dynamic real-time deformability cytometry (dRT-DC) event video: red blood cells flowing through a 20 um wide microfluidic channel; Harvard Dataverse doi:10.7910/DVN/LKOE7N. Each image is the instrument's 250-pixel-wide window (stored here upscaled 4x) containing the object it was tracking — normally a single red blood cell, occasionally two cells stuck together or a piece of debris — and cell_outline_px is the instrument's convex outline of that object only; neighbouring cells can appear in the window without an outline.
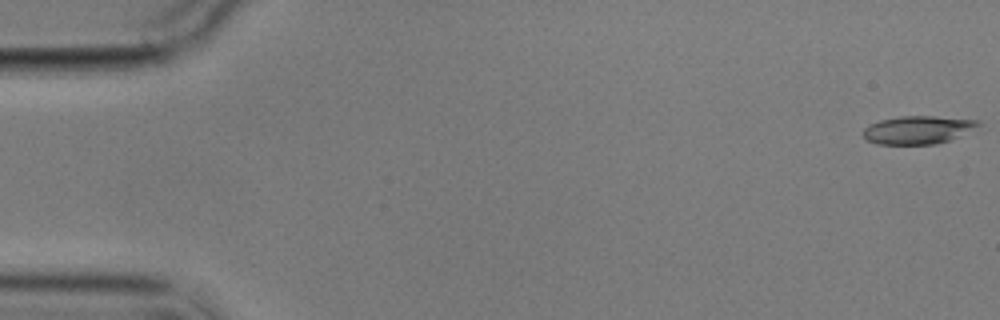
{"species": "common noctule bat (a hibernating species)", "species_latin": "Nyctalus noctula", "temperature_condition": "cold", "stored_images_in_passage": 5, "camera_frame_rate_fps": 3000, "um_per_image_px": 0.085, "animal": {"sex": "male", "body_mass_g": 17.9}, "frame": {"image": 1, "passage_image": 1, "time_ms": 0.0, "image_size_px": [1000, 320], "cell_outline_px": [[980, 124], [948, 140], [936, 144], [876, 144], [868, 140], [864, 136], [864, 128], [880, 120], [900, 116], [936, 116], [980, 120]], "centroid_in_image_um": [77.98, 11.03], "position_along_channel_um": 7.0, "area_um2": 18.38}}
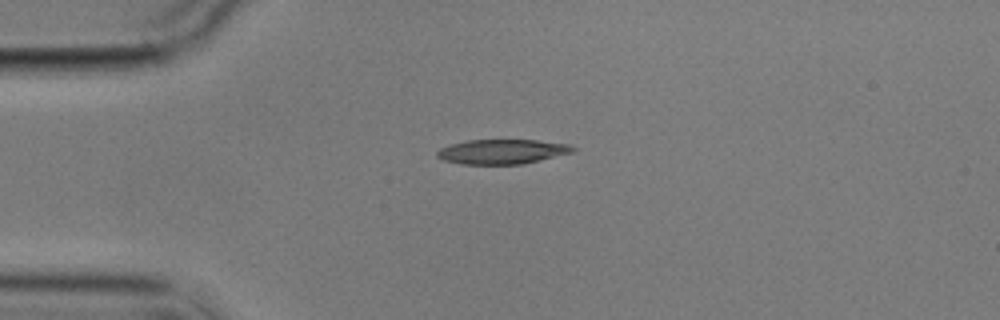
{"frame": {"image": 2, "passage_image": 4, "time_ms": 4.333, "image_size_px": [1000, 320], "cell_outline_px": [[576, 148], [572, 152], [524, 164], [460, 164], [444, 160], [436, 156], [436, 152], [440, 148], [452, 144], [468, 140], [536, 140], [568, 144]], "centroid_in_image_um": [42.66, 12.89], "position_along_channel_um": 42.3, "area_um2": 19.36}}